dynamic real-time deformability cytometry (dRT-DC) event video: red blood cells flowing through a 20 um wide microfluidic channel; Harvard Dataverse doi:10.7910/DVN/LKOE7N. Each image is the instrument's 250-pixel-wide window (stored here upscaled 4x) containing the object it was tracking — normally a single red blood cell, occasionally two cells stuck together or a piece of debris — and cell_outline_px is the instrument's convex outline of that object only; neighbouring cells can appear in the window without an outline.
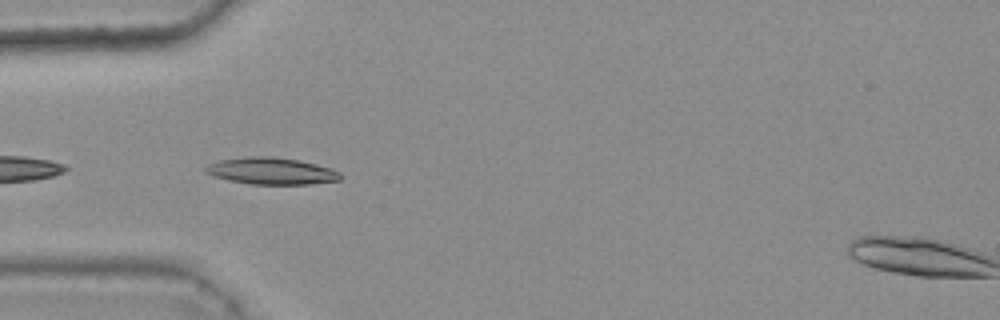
{"species": "common noctule bat (a hibernating species)", "species_latin": "Nyctalus noctula", "temperature_condition": "warm", "stored_images_in_passage": 8, "camera_frame_rate_fps": 3000, "um_per_image_px": 0.085, "animal": {"sex": "female", "body_mass_g": 25.1}, "frame": {"image": 1, "passage_image": 2, "time_ms": 0.333, "image_size_px": [1000, 320], "cell_outline_px": [[344, 176], [340, 180], [308, 184], [252, 184], [228, 180], [204, 172], [204, 168], [208, 164], [220, 160], [248, 156], [272, 156], [300, 160], [316, 164], [340, 172]], "centroid_in_image_um": [23.08, 14.53], "position_along_channel_um": 61.9, "area_um2": 21.04}}
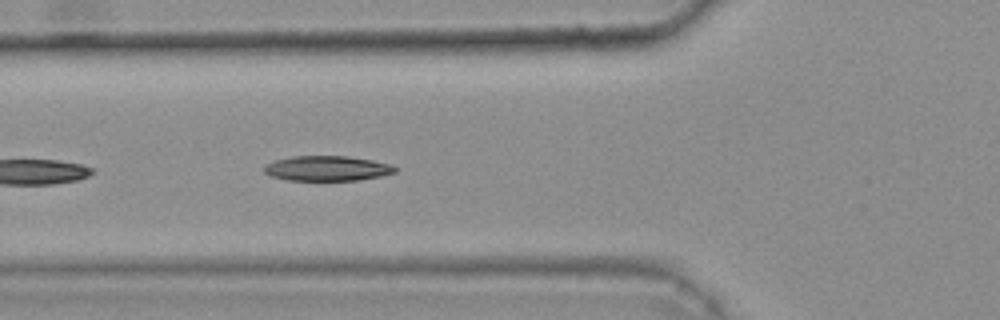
{"frame": {"image": 2, "passage_image": 5, "time_ms": 1.333, "image_size_px": [1000, 320], "cell_outline_px": [[396, 172], [380, 176], [360, 180], [288, 180], [272, 176], [264, 172], [264, 168], [268, 164], [276, 160], [292, 156], [348, 156], [372, 160], [392, 164], [396, 168]], "centroid_in_image_um": [27.84, 14.31], "position_along_channel_um": 98.0, "area_um2": 18.96}}